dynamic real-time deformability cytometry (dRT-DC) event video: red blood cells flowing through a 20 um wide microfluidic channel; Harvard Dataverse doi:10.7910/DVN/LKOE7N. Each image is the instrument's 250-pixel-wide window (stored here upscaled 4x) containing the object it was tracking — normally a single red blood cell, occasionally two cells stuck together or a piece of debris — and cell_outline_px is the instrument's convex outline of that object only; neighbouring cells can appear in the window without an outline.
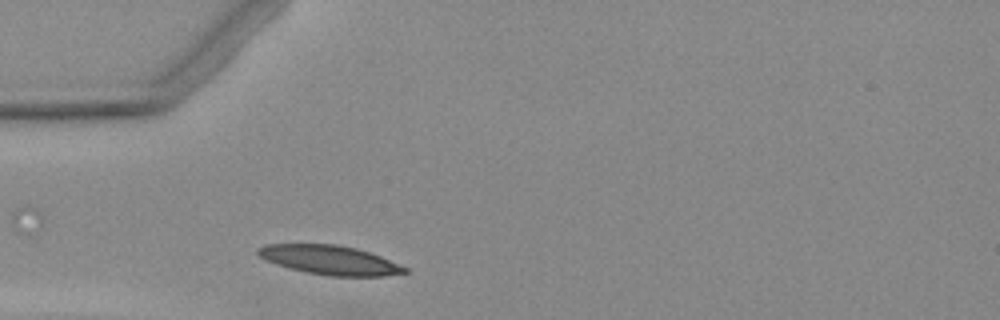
{"species": "Egyptian fruit bat (a non-hibernating species)", "species_latin": "Rousettus aegyptiacus", "temperature_condition": "warm", "stored_images_in_passage": 2, "camera_frame_rate_fps": 3000, "um_per_image_px": 0.085, "animal": {"sex": "female"}, "frame": {"image": 1, "passage_image": 2, "time_ms": 1.0, "image_size_px": [1000, 320], "cell_outline_px": [[408, 272], [384, 276], [328, 276], [288, 268], [264, 260], [256, 252], [256, 248], [268, 244], [336, 244], [356, 248], [380, 256], [408, 268]], "centroid_in_image_um": [28.01, 22.1], "position_along_channel_um": 57.0, "area_um2": 24.91}}